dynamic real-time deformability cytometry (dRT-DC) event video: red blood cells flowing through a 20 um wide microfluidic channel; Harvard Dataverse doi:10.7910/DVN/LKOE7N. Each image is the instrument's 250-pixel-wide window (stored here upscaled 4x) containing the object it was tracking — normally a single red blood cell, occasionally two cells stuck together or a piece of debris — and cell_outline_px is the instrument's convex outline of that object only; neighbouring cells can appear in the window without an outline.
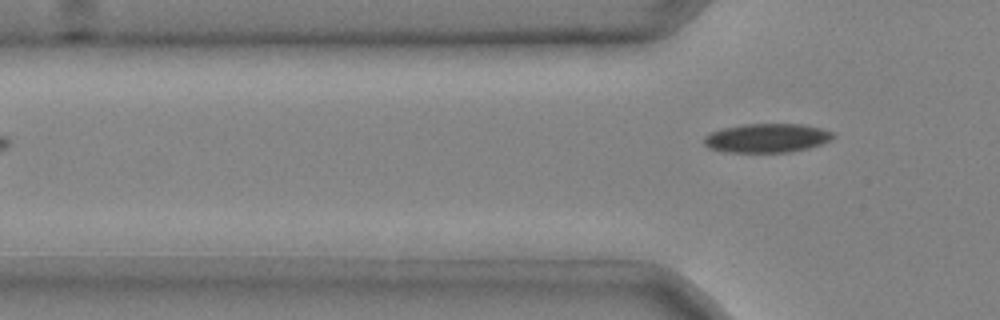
{"species": "common noctule bat (a hibernating species)", "species_latin": "Nyctalus noctula", "temperature_condition": "cold", "stored_images_in_passage": 2, "camera_frame_rate_fps": 3000, "um_per_image_px": 0.085, "animal": {"sex": "male", "body_mass_g": 20.4}, "frame": {"image": 1, "passage_image": 2, "time_ms": 0.333, "image_size_px": [1000, 320], "cell_outline_px": [[836, 136], [832, 140], [808, 148], [788, 152], [724, 152], [708, 148], [704, 144], [704, 136], [712, 132], [724, 128], [744, 124], [804, 124], [820, 128], [832, 132]], "centroid_in_image_um": [65.19, 11.73], "position_along_channel_um": 60.6, "area_um2": 21.79}}